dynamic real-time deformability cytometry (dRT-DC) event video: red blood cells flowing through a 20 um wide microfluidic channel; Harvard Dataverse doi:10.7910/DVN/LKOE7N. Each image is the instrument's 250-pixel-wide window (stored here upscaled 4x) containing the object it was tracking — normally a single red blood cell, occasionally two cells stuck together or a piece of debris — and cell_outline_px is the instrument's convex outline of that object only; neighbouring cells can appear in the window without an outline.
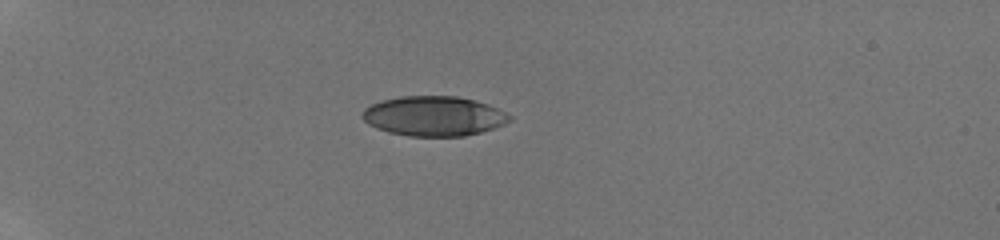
{"species": "human", "species_latin": "Homo sapiens", "temperature_condition": "room temperature", "stored_images_in_passage": 15, "camera_frame_rate_fps": 3000, "um_per_image_px": 0.085, "donor": {"sex": "male"}, "frame": {"image": 1, "passage_image": 1, "time_ms": 0.0, "image_size_px": [1000, 240], "cell_outline_px": [[512, 120], [504, 124], [480, 132], [464, 136], [408, 136], [388, 132], [376, 128], [368, 124], [360, 116], [360, 112], [364, 108], [380, 100], [400, 96], [456, 96], [476, 100], [488, 104], [512, 116]], "centroid_in_image_um": [36.83, 9.86], "position_along_channel_um": 48.2, "area_um2": 34.33}}
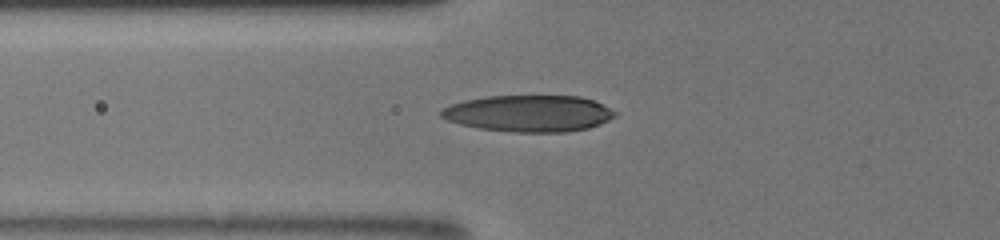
{"frame": {"image": 2, "passage_image": 10, "time_ms": 2.0, "image_size_px": [1000, 240], "cell_outline_px": [[616, 116], [600, 124], [588, 128], [568, 132], [512, 132], [480, 128], [460, 124], [448, 120], [440, 116], [440, 112], [444, 108], [452, 104], [464, 100], [488, 96], [580, 96], [592, 100], [616, 112]], "centroid_in_image_um": [44.95, 9.64], "position_along_channel_um": 80.9, "area_um2": 36.82}}
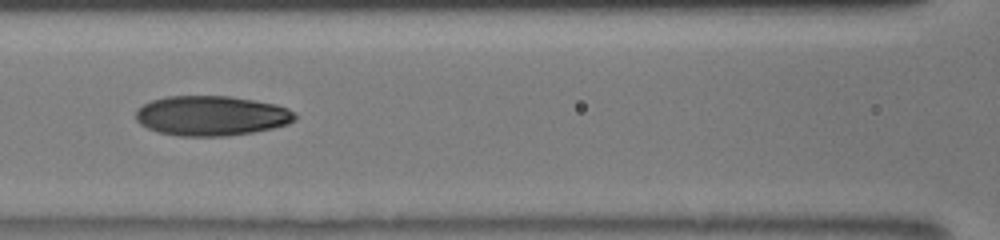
{"frame": {"image": 3, "passage_image": 14, "time_ms": 3.667, "image_size_px": [1000, 240], "cell_outline_px": [[296, 120], [288, 124], [272, 128], [252, 132], [224, 136], [180, 136], [160, 132], [148, 128], [140, 124], [136, 120], [136, 112], [144, 104], [152, 100], [168, 96], [232, 96], [276, 104], [288, 108], [296, 116]], "centroid_in_image_um": [17.98, 9.83], "position_along_channel_um": 148.6, "area_um2": 36.88}}